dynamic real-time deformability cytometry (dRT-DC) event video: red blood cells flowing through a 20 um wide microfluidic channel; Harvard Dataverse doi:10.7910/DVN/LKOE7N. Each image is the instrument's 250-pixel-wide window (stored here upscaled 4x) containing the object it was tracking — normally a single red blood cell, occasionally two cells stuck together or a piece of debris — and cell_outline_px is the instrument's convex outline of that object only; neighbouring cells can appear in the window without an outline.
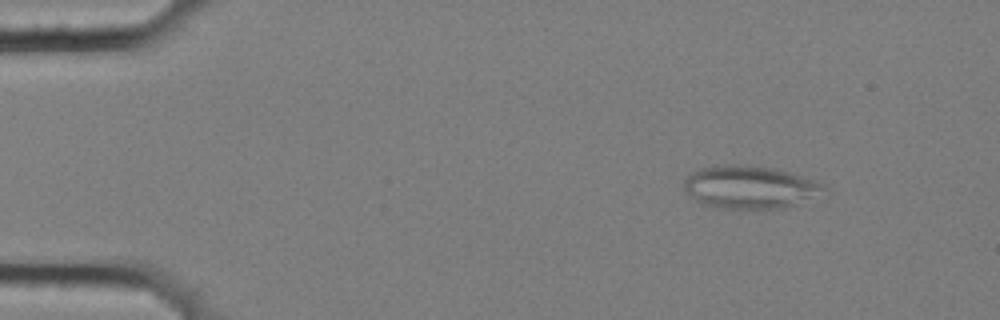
{"species": "common noctule bat (a hibernating species)", "species_latin": "Nyctalus noctula", "temperature_condition": "cold", "stored_images_in_passage": 56, "camera_frame_rate_fps": 3000, "um_per_image_px": 0.085, "animal": {"sex": "female", "body_mass_g": 25.1}, "frame": {"image": 1, "passage_image": 6, "time_ms": 1.667, "image_size_px": [1000, 320], "cell_outline_px": [[828, 192], [780, 208], [716, 208], [700, 204], [684, 188], [684, 180], [692, 172], [700, 168], [712, 164], [736, 164], [772, 168], [788, 172], [824, 184], [828, 188]], "centroid_in_image_um": [63.7, 15.89], "position_along_channel_um": 21.3, "area_um2": 34.68}}
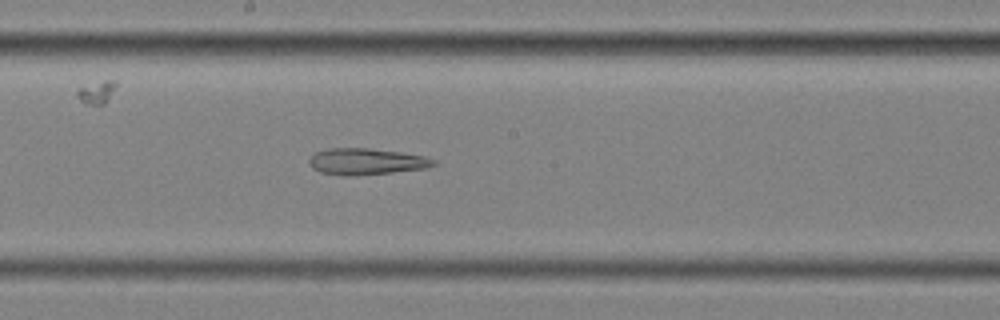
{"frame": {"image": 2, "passage_image": 30, "time_ms": 9.667, "image_size_px": [1000, 320], "cell_outline_px": [[436, 164], [428, 168], [356, 176], [344, 176], [320, 172], [312, 168], [308, 164], [308, 160], [316, 152], [328, 148], [368, 148], [400, 152], [424, 156], [436, 160]], "centroid_in_image_um": [31.12, 13.74], "position_along_channel_um": 217.1, "area_um2": 19.25}}
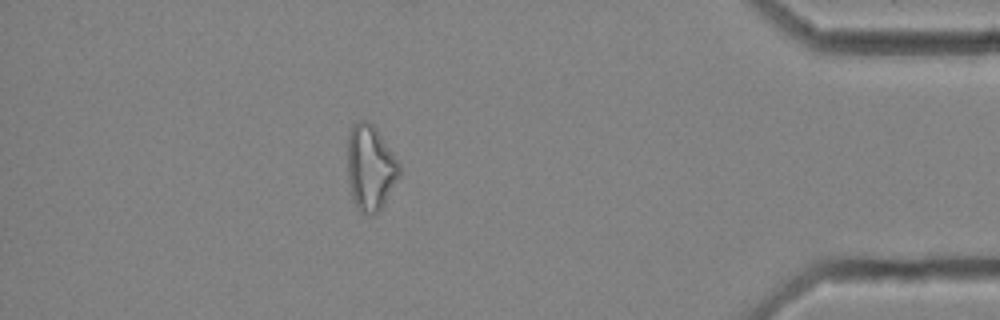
{"frame": {"image": 3, "passage_image": 49, "time_ms": 16.0, "image_size_px": [1000, 320], "cell_outline_px": [[400, 176], [380, 212], [372, 216], [368, 216], [360, 212], [356, 208], [352, 196], [348, 180], [348, 136], [352, 124], [356, 120], [364, 120], [372, 124], [376, 128], [400, 164]], "centroid_in_image_um": [31.48, 14.29], "position_along_channel_um": 403.7, "area_um2": 26.13}, "authors_computed_cell_mechanics": {"area_um2": 25.8077, "velocity_mm_per_s": 3.5794, "shape_relaxation_time_tau1_ms": null, "shape_relaxation_time_tau2_ms": 9.8829, "deformation_change_tau1": null, "deformation_change_tau2": 0.2765}}